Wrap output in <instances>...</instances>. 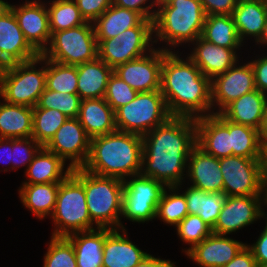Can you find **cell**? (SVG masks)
<instances>
[{"mask_svg": "<svg viewBox=\"0 0 267 267\" xmlns=\"http://www.w3.org/2000/svg\"><path fill=\"white\" fill-rule=\"evenodd\" d=\"M207 15H232L238 0H200Z\"/></svg>", "mask_w": 267, "mask_h": 267, "instance_id": "47", "label": "cell"}, {"mask_svg": "<svg viewBox=\"0 0 267 267\" xmlns=\"http://www.w3.org/2000/svg\"><path fill=\"white\" fill-rule=\"evenodd\" d=\"M238 1L267 2V0H238Z\"/></svg>", "mask_w": 267, "mask_h": 267, "instance_id": "57", "label": "cell"}, {"mask_svg": "<svg viewBox=\"0 0 267 267\" xmlns=\"http://www.w3.org/2000/svg\"><path fill=\"white\" fill-rule=\"evenodd\" d=\"M67 119L66 115L55 109L33 108L32 137L45 147Z\"/></svg>", "mask_w": 267, "mask_h": 267, "instance_id": "38", "label": "cell"}, {"mask_svg": "<svg viewBox=\"0 0 267 267\" xmlns=\"http://www.w3.org/2000/svg\"><path fill=\"white\" fill-rule=\"evenodd\" d=\"M0 98H3L2 97V89H1V86H0ZM0 104H1V101H0Z\"/></svg>", "mask_w": 267, "mask_h": 267, "instance_id": "58", "label": "cell"}, {"mask_svg": "<svg viewBox=\"0 0 267 267\" xmlns=\"http://www.w3.org/2000/svg\"><path fill=\"white\" fill-rule=\"evenodd\" d=\"M226 196L265 195L267 158H219Z\"/></svg>", "mask_w": 267, "mask_h": 267, "instance_id": "10", "label": "cell"}, {"mask_svg": "<svg viewBox=\"0 0 267 267\" xmlns=\"http://www.w3.org/2000/svg\"><path fill=\"white\" fill-rule=\"evenodd\" d=\"M18 190L23 206L40 220L52 215L59 183L22 184Z\"/></svg>", "mask_w": 267, "mask_h": 267, "instance_id": "30", "label": "cell"}, {"mask_svg": "<svg viewBox=\"0 0 267 267\" xmlns=\"http://www.w3.org/2000/svg\"><path fill=\"white\" fill-rule=\"evenodd\" d=\"M267 108V94L253 90L230 103L221 114L229 121L261 130Z\"/></svg>", "mask_w": 267, "mask_h": 267, "instance_id": "24", "label": "cell"}, {"mask_svg": "<svg viewBox=\"0 0 267 267\" xmlns=\"http://www.w3.org/2000/svg\"><path fill=\"white\" fill-rule=\"evenodd\" d=\"M246 245L227 235L211 233L195 245L186 255L200 267H223L228 264Z\"/></svg>", "mask_w": 267, "mask_h": 267, "instance_id": "20", "label": "cell"}, {"mask_svg": "<svg viewBox=\"0 0 267 267\" xmlns=\"http://www.w3.org/2000/svg\"><path fill=\"white\" fill-rule=\"evenodd\" d=\"M147 2H149V4ZM112 4L121 8L133 10L139 13L144 19L148 20L154 19L157 11L154 7L159 5L157 0H112Z\"/></svg>", "mask_w": 267, "mask_h": 267, "instance_id": "46", "label": "cell"}, {"mask_svg": "<svg viewBox=\"0 0 267 267\" xmlns=\"http://www.w3.org/2000/svg\"><path fill=\"white\" fill-rule=\"evenodd\" d=\"M170 0H160V3L169 2Z\"/></svg>", "mask_w": 267, "mask_h": 267, "instance_id": "59", "label": "cell"}, {"mask_svg": "<svg viewBox=\"0 0 267 267\" xmlns=\"http://www.w3.org/2000/svg\"><path fill=\"white\" fill-rule=\"evenodd\" d=\"M231 16L240 40L243 42L251 36L256 43L267 21V2L238 1Z\"/></svg>", "mask_w": 267, "mask_h": 267, "instance_id": "29", "label": "cell"}, {"mask_svg": "<svg viewBox=\"0 0 267 267\" xmlns=\"http://www.w3.org/2000/svg\"><path fill=\"white\" fill-rule=\"evenodd\" d=\"M232 155L246 158H267L260 140V131L229 121Z\"/></svg>", "mask_w": 267, "mask_h": 267, "instance_id": "35", "label": "cell"}, {"mask_svg": "<svg viewBox=\"0 0 267 267\" xmlns=\"http://www.w3.org/2000/svg\"><path fill=\"white\" fill-rule=\"evenodd\" d=\"M267 45V21H266V24L264 26V31H263V34L261 36V38L256 42V45Z\"/></svg>", "mask_w": 267, "mask_h": 267, "instance_id": "54", "label": "cell"}, {"mask_svg": "<svg viewBox=\"0 0 267 267\" xmlns=\"http://www.w3.org/2000/svg\"><path fill=\"white\" fill-rule=\"evenodd\" d=\"M196 144L216 158L232 156L229 120L221 113L195 119Z\"/></svg>", "mask_w": 267, "mask_h": 267, "instance_id": "19", "label": "cell"}, {"mask_svg": "<svg viewBox=\"0 0 267 267\" xmlns=\"http://www.w3.org/2000/svg\"><path fill=\"white\" fill-rule=\"evenodd\" d=\"M171 117L161 91L138 92L135 99L115 111L118 131L146 135Z\"/></svg>", "mask_w": 267, "mask_h": 267, "instance_id": "8", "label": "cell"}, {"mask_svg": "<svg viewBox=\"0 0 267 267\" xmlns=\"http://www.w3.org/2000/svg\"><path fill=\"white\" fill-rule=\"evenodd\" d=\"M254 72L256 89L267 94V55L250 61Z\"/></svg>", "mask_w": 267, "mask_h": 267, "instance_id": "48", "label": "cell"}, {"mask_svg": "<svg viewBox=\"0 0 267 267\" xmlns=\"http://www.w3.org/2000/svg\"><path fill=\"white\" fill-rule=\"evenodd\" d=\"M205 17L200 0L159 3L153 19L154 43L160 40L175 48L194 42L201 37Z\"/></svg>", "mask_w": 267, "mask_h": 267, "instance_id": "4", "label": "cell"}, {"mask_svg": "<svg viewBox=\"0 0 267 267\" xmlns=\"http://www.w3.org/2000/svg\"><path fill=\"white\" fill-rule=\"evenodd\" d=\"M113 69L98 57L77 65V94L81 100L104 98Z\"/></svg>", "mask_w": 267, "mask_h": 267, "instance_id": "26", "label": "cell"}, {"mask_svg": "<svg viewBox=\"0 0 267 267\" xmlns=\"http://www.w3.org/2000/svg\"><path fill=\"white\" fill-rule=\"evenodd\" d=\"M175 227L178 237L190 246L183 250L185 254L212 233V228L195 214H188Z\"/></svg>", "mask_w": 267, "mask_h": 267, "instance_id": "42", "label": "cell"}, {"mask_svg": "<svg viewBox=\"0 0 267 267\" xmlns=\"http://www.w3.org/2000/svg\"><path fill=\"white\" fill-rule=\"evenodd\" d=\"M41 148L42 146L33 137L12 139V167L4 168V171L16 170L21 166L28 167Z\"/></svg>", "mask_w": 267, "mask_h": 267, "instance_id": "44", "label": "cell"}, {"mask_svg": "<svg viewBox=\"0 0 267 267\" xmlns=\"http://www.w3.org/2000/svg\"><path fill=\"white\" fill-rule=\"evenodd\" d=\"M10 9V4L6 1L0 0V17Z\"/></svg>", "mask_w": 267, "mask_h": 267, "instance_id": "55", "label": "cell"}, {"mask_svg": "<svg viewBox=\"0 0 267 267\" xmlns=\"http://www.w3.org/2000/svg\"><path fill=\"white\" fill-rule=\"evenodd\" d=\"M187 176L193 186L205 192H223L219 158L211 156L197 144L188 156Z\"/></svg>", "mask_w": 267, "mask_h": 267, "instance_id": "21", "label": "cell"}, {"mask_svg": "<svg viewBox=\"0 0 267 267\" xmlns=\"http://www.w3.org/2000/svg\"><path fill=\"white\" fill-rule=\"evenodd\" d=\"M126 231L106 228L103 267H134L148 254L132 243Z\"/></svg>", "mask_w": 267, "mask_h": 267, "instance_id": "23", "label": "cell"}, {"mask_svg": "<svg viewBox=\"0 0 267 267\" xmlns=\"http://www.w3.org/2000/svg\"><path fill=\"white\" fill-rule=\"evenodd\" d=\"M37 64L43 66L36 69ZM2 101L13 105L35 107L46 88V59L37 58L0 67Z\"/></svg>", "mask_w": 267, "mask_h": 267, "instance_id": "6", "label": "cell"}, {"mask_svg": "<svg viewBox=\"0 0 267 267\" xmlns=\"http://www.w3.org/2000/svg\"><path fill=\"white\" fill-rule=\"evenodd\" d=\"M81 99L78 94H65L46 89L43 91L35 107L41 109H55L68 118H77Z\"/></svg>", "mask_w": 267, "mask_h": 267, "instance_id": "40", "label": "cell"}, {"mask_svg": "<svg viewBox=\"0 0 267 267\" xmlns=\"http://www.w3.org/2000/svg\"><path fill=\"white\" fill-rule=\"evenodd\" d=\"M98 43L93 23L54 32L48 47L41 54L54 62L77 66L98 57Z\"/></svg>", "mask_w": 267, "mask_h": 267, "instance_id": "9", "label": "cell"}, {"mask_svg": "<svg viewBox=\"0 0 267 267\" xmlns=\"http://www.w3.org/2000/svg\"><path fill=\"white\" fill-rule=\"evenodd\" d=\"M44 256L43 267H77L72 243L66 237H52Z\"/></svg>", "mask_w": 267, "mask_h": 267, "instance_id": "41", "label": "cell"}, {"mask_svg": "<svg viewBox=\"0 0 267 267\" xmlns=\"http://www.w3.org/2000/svg\"><path fill=\"white\" fill-rule=\"evenodd\" d=\"M33 107L0 104V138L32 137Z\"/></svg>", "mask_w": 267, "mask_h": 267, "instance_id": "32", "label": "cell"}, {"mask_svg": "<svg viewBox=\"0 0 267 267\" xmlns=\"http://www.w3.org/2000/svg\"><path fill=\"white\" fill-rule=\"evenodd\" d=\"M184 194L188 214L198 215L213 228L226 198L224 192H205L190 186L185 189Z\"/></svg>", "mask_w": 267, "mask_h": 267, "instance_id": "33", "label": "cell"}, {"mask_svg": "<svg viewBox=\"0 0 267 267\" xmlns=\"http://www.w3.org/2000/svg\"><path fill=\"white\" fill-rule=\"evenodd\" d=\"M0 155H1V162L6 165L12 166V139L9 138H0ZM5 155V156H4Z\"/></svg>", "mask_w": 267, "mask_h": 267, "instance_id": "52", "label": "cell"}, {"mask_svg": "<svg viewBox=\"0 0 267 267\" xmlns=\"http://www.w3.org/2000/svg\"><path fill=\"white\" fill-rule=\"evenodd\" d=\"M64 166L65 162L59 156L42 147L26 168L28 179L22 184L61 183L72 172L68 165L66 170Z\"/></svg>", "mask_w": 267, "mask_h": 267, "instance_id": "27", "label": "cell"}, {"mask_svg": "<svg viewBox=\"0 0 267 267\" xmlns=\"http://www.w3.org/2000/svg\"><path fill=\"white\" fill-rule=\"evenodd\" d=\"M54 221L52 237H66L69 234L90 231L99 227L89 215L83 184L70 173L61 183L51 215Z\"/></svg>", "mask_w": 267, "mask_h": 267, "instance_id": "7", "label": "cell"}, {"mask_svg": "<svg viewBox=\"0 0 267 267\" xmlns=\"http://www.w3.org/2000/svg\"><path fill=\"white\" fill-rule=\"evenodd\" d=\"M267 207V173H266V181H265V203H264ZM266 215V218L267 219V214Z\"/></svg>", "mask_w": 267, "mask_h": 267, "instance_id": "56", "label": "cell"}, {"mask_svg": "<svg viewBox=\"0 0 267 267\" xmlns=\"http://www.w3.org/2000/svg\"><path fill=\"white\" fill-rule=\"evenodd\" d=\"M201 38L228 49H240L244 43L239 38L231 15H207Z\"/></svg>", "mask_w": 267, "mask_h": 267, "instance_id": "34", "label": "cell"}, {"mask_svg": "<svg viewBox=\"0 0 267 267\" xmlns=\"http://www.w3.org/2000/svg\"><path fill=\"white\" fill-rule=\"evenodd\" d=\"M96 40L98 58L115 69L123 63L148 54L155 48L152 47L153 20L143 19L137 26L119 33L114 38Z\"/></svg>", "mask_w": 267, "mask_h": 267, "instance_id": "11", "label": "cell"}, {"mask_svg": "<svg viewBox=\"0 0 267 267\" xmlns=\"http://www.w3.org/2000/svg\"><path fill=\"white\" fill-rule=\"evenodd\" d=\"M263 203H265V195L226 196L212 232L230 235L251 225L257 219L266 218Z\"/></svg>", "mask_w": 267, "mask_h": 267, "instance_id": "13", "label": "cell"}, {"mask_svg": "<svg viewBox=\"0 0 267 267\" xmlns=\"http://www.w3.org/2000/svg\"><path fill=\"white\" fill-rule=\"evenodd\" d=\"M144 18L137 12L112 4L94 22L96 39H110L137 26Z\"/></svg>", "mask_w": 267, "mask_h": 267, "instance_id": "31", "label": "cell"}, {"mask_svg": "<svg viewBox=\"0 0 267 267\" xmlns=\"http://www.w3.org/2000/svg\"><path fill=\"white\" fill-rule=\"evenodd\" d=\"M90 137L78 118H68L45 148L59 156L71 169L82 168L90 152Z\"/></svg>", "mask_w": 267, "mask_h": 267, "instance_id": "16", "label": "cell"}, {"mask_svg": "<svg viewBox=\"0 0 267 267\" xmlns=\"http://www.w3.org/2000/svg\"><path fill=\"white\" fill-rule=\"evenodd\" d=\"M40 54L25 39L11 9L0 17V67L35 59Z\"/></svg>", "mask_w": 267, "mask_h": 267, "instance_id": "18", "label": "cell"}, {"mask_svg": "<svg viewBox=\"0 0 267 267\" xmlns=\"http://www.w3.org/2000/svg\"><path fill=\"white\" fill-rule=\"evenodd\" d=\"M141 174L166 187L182 185L187 177L188 156L196 145L195 119L171 116L142 136ZM185 175V177H184Z\"/></svg>", "mask_w": 267, "mask_h": 267, "instance_id": "1", "label": "cell"}, {"mask_svg": "<svg viewBox=\"0 0 267 267\" xmlns=\"http://www.w3.org/2000/svg\"><path fill=\"white\" fill-rule=\"evenodd\" d=\"M237 64L239 62L225 73L211 79L212 114H220L230 103L244 94L256 90L254 72L250 62L243 65ZM216 106H218V110Z\"/></svg>", "mask_w": 267, "mask_h": 267, "instance_id": "15", "label": "cell"}, {"mask_svg": "<svg viewBox=\"0 0 267 267\" xmlns=\"http://www.w3.org/2000/svg\"><path fill=\"white\" fill-rule=\"evenodd\" d=\"M49 2V28L54 32L75 28L86 23L74 0H53Z\"/></svg>", "mask_w": 267, "mask_h": 267, "instance_id": "37", "label": "cell"}, {"mask_svg": "<svg viewBox=\"0 0 267 267\" xmlns=\"http://www.w3.org/2000/svg\"><path fill=\"white\" fill-rule=\"evenodd\" d=\"M84 186L91 220L99 228L125 229L121 222L124 181L90 173L83 168L71 172Z\"/></svg>", "mask_w": 267, "mask_h": 267, "instance_id": "5", "label": "cell"}, {"mask_svg": "<svg viewBox=\"0 0 267 267\" xmlns=\"http://www.w3.org/2000/svg\"><path fill=\"white\" fill-rule=\"evenodd\" d=\"M192 44H195L189 58L208 78L225 73L230 67L239 62L237 50L217 46L198 37Z\"/></svg>", "mask_w": 267, "mask_h": 267, "instance_id": "22", "label": "cell"}, {"mask_svg": "<svg viewBox=\"0 0 267 267\" xmlns=\"http://www.w3.org/2000/svg\"><path fill=\"white\" fill-rule=\"evenodd\" d=\"M72 243L77 267H103V246L106 228L75 232L66 236Z\"/></svg>", "mask_w": 267, "mask_h": 267, "instance_id": "28", "label": "cell"}, {"mask_svg": "<svg viewBox=\"0 0 267 267\" xmlns=\"http://www.w3.org/2000/svg\"><path fill=\"white\" fill-rule=\"evenodd\" d=\"M154 48L149 54L117 66L113 72L137 92L160 91L163 56L171 48Z\"/></svg>", "mask_w": 267, "mask_h": 267, "instance_id": "14", "label": "cell"}, {"mask_svg": "<svg viewBox=\"0 0 267 267\" xmlns=\"http://www.w3.org/2000/svg\"><path fill=\"white\" fill-rule=\"evenodd\" d=\"M86 22L93 23L112 5V0H74Z\"/></svg>", "mask_w": 267, "mask_h": 267, "instance_id": "45", "label": "cell"}, {"mask_svg": "<svg viewBox=\"0 0 267 267\" xmlns=\"http://www.w3.org/2000/svg\"><path fill=\"white\" fill-rule=\"evenodd\" d=\"M166 186L141 173L124 181L121 217L145 223L156 218V210Z\"/></svg>", "mask_w": 267, "mask_h": 267, "instance_id": "12", "label": "cell"}, {"mask_svg": "<svg viewBox=\"0 0 267 267\" xmlns=\"http://www.w3.org/2000/svg\"><path fill=\"white\" fill-rule=\"evenodd\" d=\"M246 246L251 250L257 266L267 267V222L257 241L252 245L246 244Z\"/></svg>", "mask_w": 267, "mask_h": 267, "instance_id": "49", "label": "cell"}, {"mask_svg": "<svg viewBox=\"0 0 267 267\" xmlns=\"http://www.w3.org/2000/svg\"><path fill=\"white\" fill-rule=\"evenodd\" d=\"M223 267H258L251 250L245 245L238 254Z\"/></svg>", "mask_w": 267, "mask_h": 267, "instance_id": "50", "label": "cell"}, {"mask_svg": "<svg viewBox=\"0 0 267 267\" xmlns=\"http://www.w3.org/2000/svg\"><path fill=\"white\" fill-rule=\"evenodd\" d=\"M77 84V66L46 59V89L65 94H77Z\"/></svg>", "mask_w": 267, "mask_h": 267, "instance_id": "39", "label": "cell"}, {"mask_svg": "<svg viewBox=\"0 0 267 267\" xmlns=\"http://www.w3.org/2000/svg\"><path fill=\"white\" fill-rule=\"evenodd\" d=\"M142 154V136L116 130L90 139L89 156L82 168L125 181L141 173Z\"/></svg>", "mask_w": 267, "mask_h": 267, "instance_id": "3", "label": "cell"}, {"mask_svg": "<svg viewBox=\"0 0 267 267\" xmlns=\"http://www.w3.org/2000/svg\"><path fill=\"white\" fill-rule=\"evenodd\" d=\"M44 2L26 0L20 6L10 4L25 39L39 54L43 53L51 40L48 6Z\"/></svg>", "mask_w": 267, "mask_h": 267, "instance_id": "17", "label": "cell"}, {"mask_svg": "<svg viewBox=\"0 0 267 267\" xmlns=\"http://www.w3.org/2000/svg\"><path fill=\"white\" fill-rule=\"evenodd\" d=\"M137 94L136 90L113 72L109 77L104 99L116 111L121 106L132 102Z\"/></svg>", "mask_w": 267, "mask_h": 267, "instance_id": "43", "label": "cell"}, {"mask_svg": "<svg viewBox=\"0 0 267 267\" xmlns=\"http://www.w3.org/2000/svg\"><path fill=\"white\" fill-rule=\"evenodd\" d=\"M134 267H176L170 260L154 257L149 253Z\"/></svg>", "mask_w": 267, "mask_h": 267, "instance_id": "51", "label": "cell"}, {"mask_svg": "<svg viewBox=\"0 0 267 267\" xmlns=\"http://www.w3.org/2000/svg\"><path fill=\"white\" fill-rule=\"evenodd\" d=\"M168 51L161 67V94L171 116L199 118L212 114L211 79L188 57Z\"/></svg>", "mask_w": 267, "mask_h": 267, "instance_id": "2", "label": "cell"}, {"mask_svg": "<svg viewBox=\"0 0 267 267\" xmlns=\"http://www.w3.org/2000/svg\"><path fill=\"white\" fill-rule=\"evenodd\" d=\"M77 118L90 138L117 130L115 111L104 98L81 100Z\"/></svg>", "mask_w": 267, "mask_h": 267, "instance_id": "25", "label": "cell"}, {"mask_svg": "<svg viewBox=\"0 0 267 267\" xmlns=\"http://www.w3.org/2000/svg\"><path fill=\"white\" fill-rule=\"evenodd\" d=\"M181 187H166L157 206L156 218L170 226H176L188 215L185 194L178 191Z\"/></svg>", "mask_w": 267, "mask_h": 267, "instance_id": "36", "label": "cell"}, {"mask_svg": "<svg viewBox=\"0 0 267 267\" xmlns=\"http://www.w3.org/2000/svg\"><path fill=\"white\" fill-rule=\"evenodd\" d=\"M260 140H261V144L263 146V149L267 154V108L265 111L263 125H262L261 130H260Z\"/></svg>", "mask_w": 267, "mask_h": 267, "instance_id": "53", "label": "cell"}]
</instances>
